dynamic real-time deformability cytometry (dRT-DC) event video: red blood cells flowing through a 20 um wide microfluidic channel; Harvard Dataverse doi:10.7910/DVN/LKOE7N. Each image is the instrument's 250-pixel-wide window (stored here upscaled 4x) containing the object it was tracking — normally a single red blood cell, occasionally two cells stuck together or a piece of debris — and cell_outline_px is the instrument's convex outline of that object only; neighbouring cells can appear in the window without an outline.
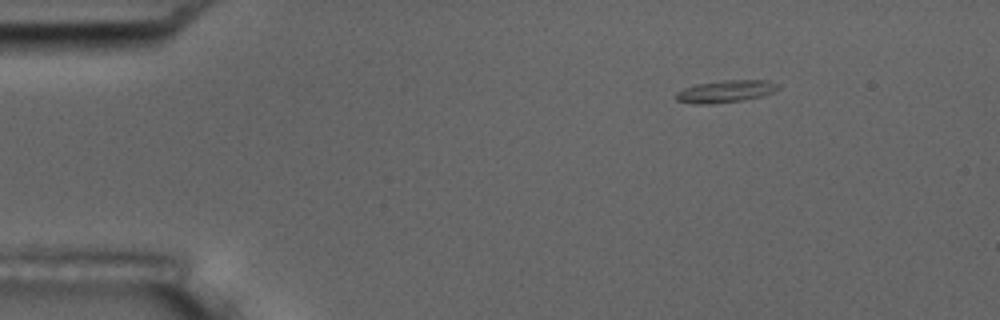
{"species": "common noctule bat (a hibernating species)", "species_latin": "Nyctalus noctula", "temperature_condition": "room temperature", "stored_images_in_passage": 13, "camera_frame_rate_fps": 3000, "um_per_image_px": 0.085, "animal": {"sex": "male", "body_mass_g": 17.5, "forearm_length_mm": 52.3}, "frame": {"image": 1, "passage_image": 1, "time_ms": 0.0, "image_size_px": [1000, 320], "cell_outline_px": [[780, 88], [776, 92], [764, 96], [744, 100], [712, 104], [692, 104], [676, 100], [676, 92], [684, 88], [696, 84], [720, 80], [768, 80], [780, 84]], "centroid_in_image_um": [61.73, 7.76], "position_along_channel_um": 23.3, "area_um2": 13.58}}
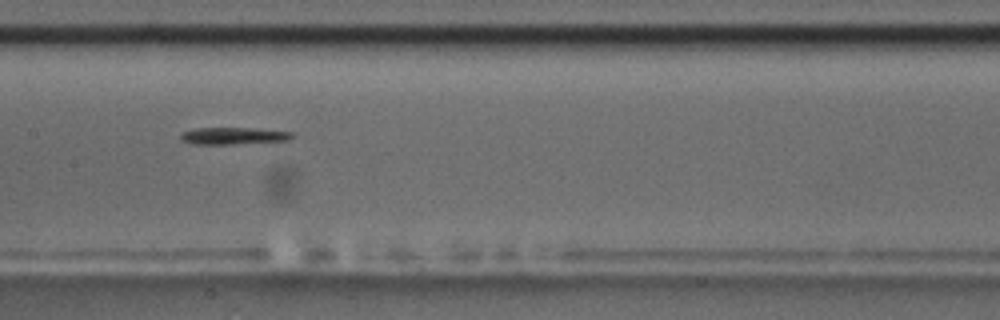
{"frame": {"image": 2, "passage_image": 6, "time_ms": 6.667, "image_size_px": [1000, 320], "cell_outline_px": [[296, 136], [288, 140], [232, 144], [192, 144], [180, 140], [180, 132], [196, 128], [252, 128], [296, 132]], "centroid_in_image_um": [19.85, 11.54], "position_along_channel_um": 187.6, "area_um2": 11.21}}
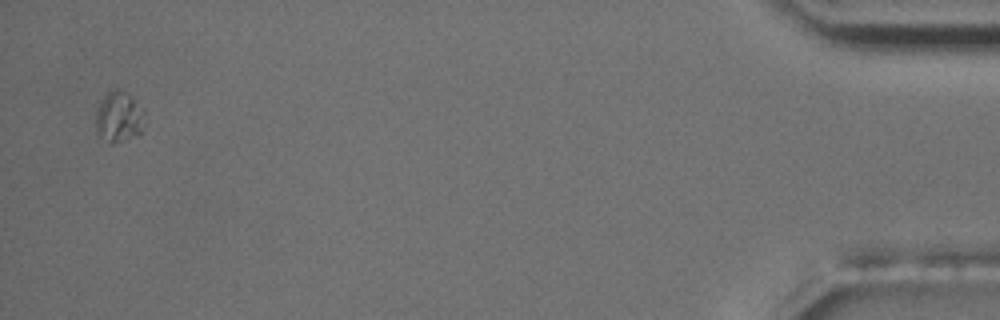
{"frame": {"image": 3, "passage_image": 13, "time_ms": 15.667, "image_size_px": [1000, 320], "cell_outline_px": [[144, 128], [140, 132], [112, 144], [108, 144], [96, 132], [96, 112], [104, 96], [112, 88], [116, 88], [132, 96], [144, 108]], "centroid_in_image_um": [10.11, 9.92], "position_along_channel_um": 425.1, "area_um2": 14.45}}